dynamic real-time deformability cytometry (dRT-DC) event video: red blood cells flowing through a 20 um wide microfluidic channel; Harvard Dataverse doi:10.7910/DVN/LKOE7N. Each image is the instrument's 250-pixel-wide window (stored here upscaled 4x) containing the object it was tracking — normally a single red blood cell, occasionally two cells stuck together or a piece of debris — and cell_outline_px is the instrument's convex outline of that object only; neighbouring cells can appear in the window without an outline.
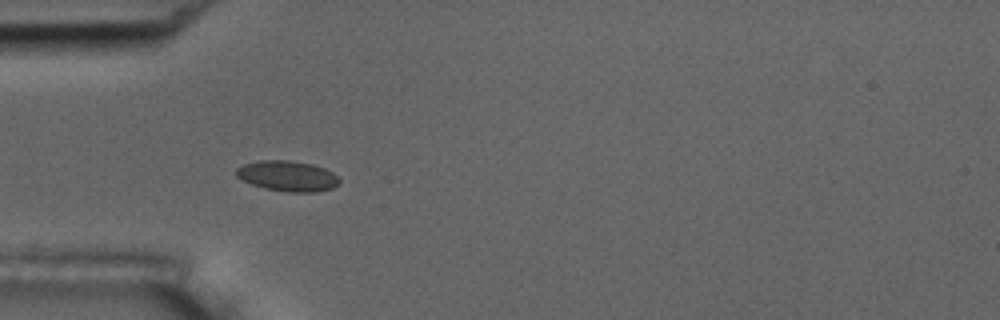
{"species": "common noctule bat (a hibernating species)", "species_latin": "Nyctalus noctula", "temperature_condition": "room temperature", "stored_images_in_passage": 34, "camera_frame_rate_fps": 3000, "um_per_image_px": 0.085, "animal": {"sex": "male", "body_mass_g": 17.5, "forearm_length_mm": 52.3}, "frame": {"image": 1, "passage_image": 6, "time_ms": 1.667, "image_size_px": [1000, 320], "cell_outline_px": [[340, 184], [332, 188], [316, 192], [288, 192], [264, 188], [252, 184], [236, 176], [236, 168], [244, 164], [260, 160], [288, 160], [312, 164], [324, 168], [332, 172], [340, 180]], "centroid_in_image_um": [24.45, 14.96], "position_along_channel_um": 60.5, "area_um2": 18.26}}
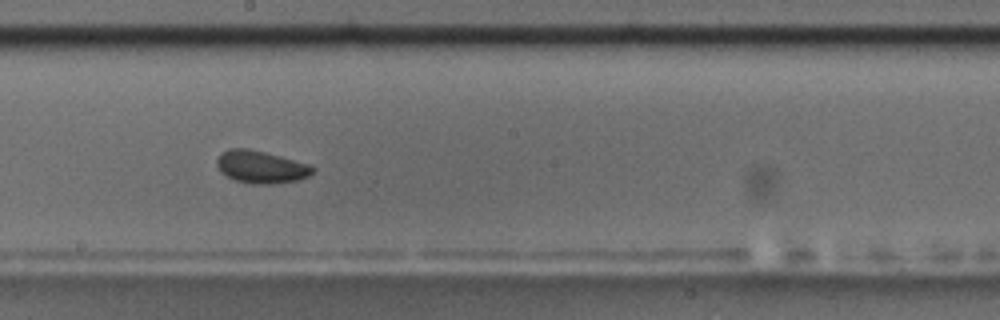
{"frame": {"image": 2, "passage_image": 20, "time_ms": 6.333, "image_size_px": [1000, 320], "cell_outline_px": [[316, 168], [308, 176], [300, 180], [272, 184], [252, 184], [236, 180], [220, 172], [216, 164], [216, 160], [220, 152], [228, 148], [248, 148], [280, 156], [308, 164]], "centroid_in_image_um": [22.15, 14.19], "position_along_channel_um": 226.0, "area_um2": 18.21}, "authors_computed_cell_mechanics": {"area_um2": 17.4845, "velocity_mm_per_s": 3.6092, "shape_relaxation_time_tau1_ms": 2.7974, "shape_relaxation_time_tau2_ms": 1.6068, "deformation_change_tau1": 0.0438, "deformation_change_tau2": 0.0355}}